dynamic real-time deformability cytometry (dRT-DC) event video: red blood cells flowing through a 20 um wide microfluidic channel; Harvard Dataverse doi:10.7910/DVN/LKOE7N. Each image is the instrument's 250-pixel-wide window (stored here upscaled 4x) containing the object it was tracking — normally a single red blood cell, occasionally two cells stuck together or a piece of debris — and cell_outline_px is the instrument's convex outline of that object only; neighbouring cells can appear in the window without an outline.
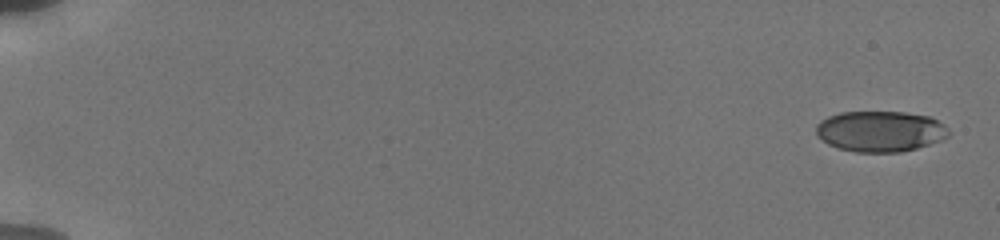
{"species": "human", "species_latin": "Homo sapiens", "temperature_condition": "cold", "stored_images_in_passage": 24, "camera_frame_rate_fps": 3000, "um_per_image_px": 0.085, "donor": {"sex": "male"}, "frame": {"image": 1, "passage_image": 1, "time_ms": 0.0, "image_size_px": [1000, 240], "cell_outline_px": [[948, 136], [940, 140], [916, 148], [900, 152], [856, 152], [840, 148], [828, 144], [816, 132], [816, 124], [820, 120], [828, 116], [840, 112], [904, 112], [932, 116], [944, 124], [948, 128]], "centroid_in_image_um": [74.83, 11.14], "position_along_channel_um": 10.2, "area_um2": 31.44}}
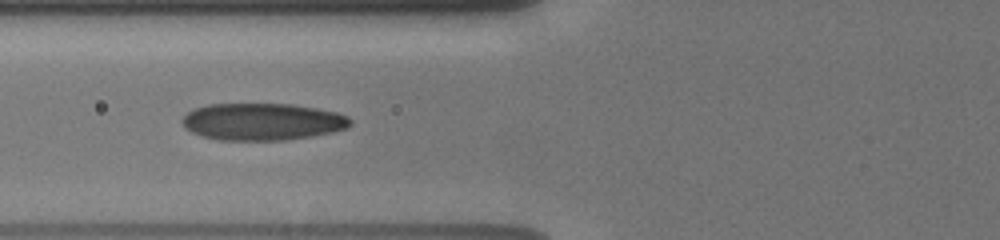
{"frame": {"image": 2, "passage_image": 17, "time_ms": 7.333, "image_size_px": [1000, 240], "cell_outline_px": [[352, 124], [348, 128], [332, 132], [312, 136], [284, 140], [220, 140], [204, 136], [192, 132], [184, 128], [180, 120], [192, 108], [208, 104], [292, 104], [316, 108], [336, 112], [348, 116], [352, 120]], "centroid_in_image_um": [22.3, 10.34], "position_along_channel_um": 103.5, "area_um2": 36.53}}
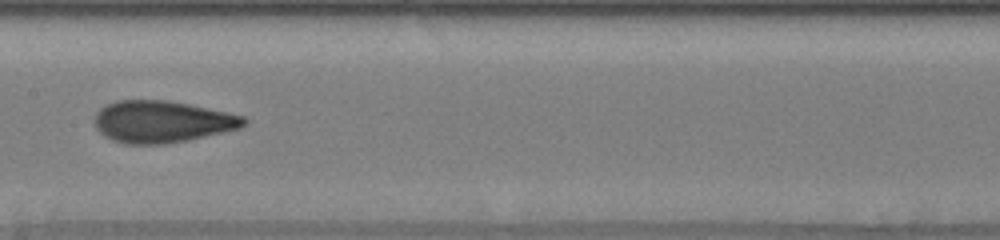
{"frame": {"image": 3, "passage_image": 23, "time_ms": 9.667, "image_size_px": [1000, 240], "cell_outline_px": [[248, 124], [240, 128], [224, 132], [188, 140], [164, 144], [124, 144], [112, 140], [104, 136], [96, 128], [96, 112], [100, 108], [116, 100], [168, 100], [188, 104], [244, 116], [248, 120]], "centroid_in_image_um": [13.78, 10.35], "position_along_channel_um": 193.6, "area_um2": 36.41}}